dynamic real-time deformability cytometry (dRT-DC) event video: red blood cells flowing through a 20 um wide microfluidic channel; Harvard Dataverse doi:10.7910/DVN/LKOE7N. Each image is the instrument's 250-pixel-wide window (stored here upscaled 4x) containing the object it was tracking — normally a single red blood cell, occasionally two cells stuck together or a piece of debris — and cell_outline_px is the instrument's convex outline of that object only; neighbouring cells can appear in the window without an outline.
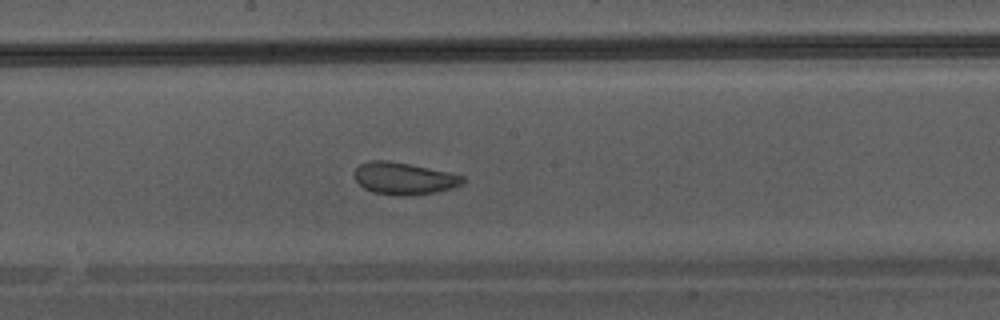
{"species": "Egyptian fruit bat (a non-hibernating species)", "species_latin": "Rousettus aegyptiacus", "temperature_condition": "warm", "stored_images_in_passage": 36, "camera_frame_rate_fps": 3000, "um_per_image_px": 0.085, "animal": {"sex": "male"}, "frame": {"image": 1, "passage_image": 16, "time_ms": 5.0, "image_size_px": [1000, 320], "cell_outline_px": [[464, 184], [452, 188], [436, 192], [404, 196], [400, 196], [372, 192], [364, 188], [356, 180], [356, 168], [360, 164], [368, 160], [388, 160], [448, 172], [464, 176]], "centroid_in_image_um": [34.35, 15.17], "position_along_channel_um": 213.9, "area_um2": 20.11}}